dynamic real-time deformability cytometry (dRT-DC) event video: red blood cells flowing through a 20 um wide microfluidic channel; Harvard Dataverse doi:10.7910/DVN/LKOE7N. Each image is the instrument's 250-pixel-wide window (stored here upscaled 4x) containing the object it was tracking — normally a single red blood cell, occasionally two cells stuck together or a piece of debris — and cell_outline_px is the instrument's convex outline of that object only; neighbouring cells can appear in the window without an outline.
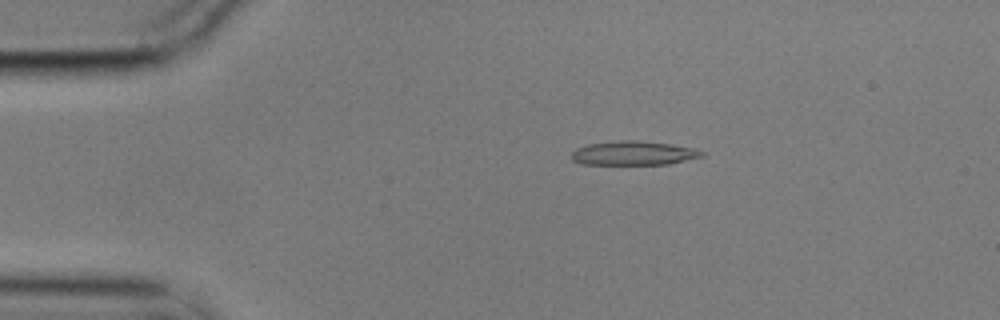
{"species": "common noctule bat (a hibernating species)", "species_latin": "Nyctalus noctula", "temperature_condition": "cold", "stored_images_in_passage": 6, "camera_frame_rate_fps": 3000, "um_per_image_px": 0.085, "animal": {"sex": "male", "body_mass_g": 17.9}, "frame": {"image": 1, "passage_image": 2, "time_ms": 0.333, "image_size_px": [1000, 320], "cell_outline_px": [[704, 156], [668, 164], [580, 164], [572, 160], [572, 152], [576, 148], [588, 144], [620, 140], [640, 140], [672, 144], [692, 148], [704, 152]], "centroid_in_image_um": [53.83, 13.01], "position_along_channel_um": 31.2, "area_um2": 18.26}}
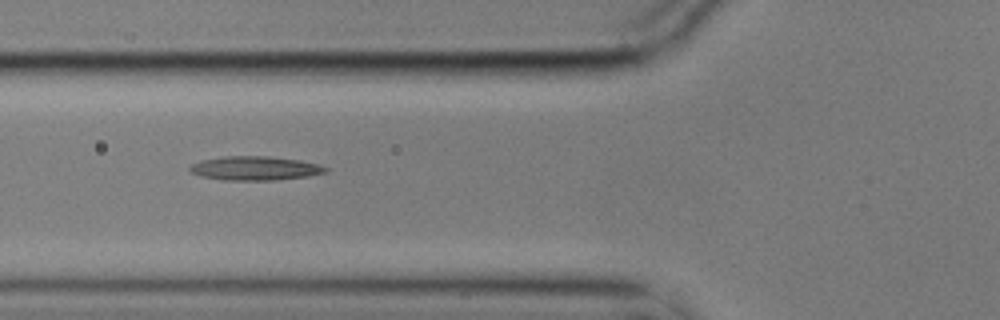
{"frame": {"image": 2, "passage_image": 5, "time_ms": 1.333, "image_size_px": [1000, 320], "cell_outline_px": [[328, 172], [308, 176], [276, 180], [224, 180], [200, 176], [192, 172], [188, 168], [192, 164], [200, 160], [224, 156], [268, 156], [300, 160], [320, 164], [328, 168]], "centroid_in_image_um": [21.7, 14.3], "position_along_channel_um": 104.1, "area_um2": 19.07}}
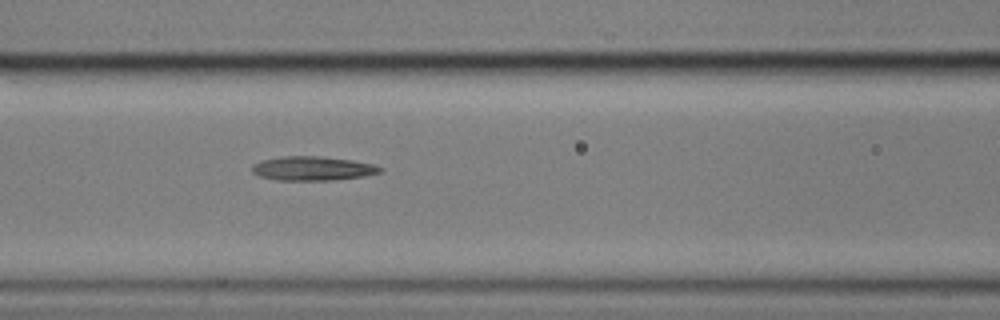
{"frame": {"image": 3, "passage_image": 6, "time_ms": 1.667, "image_size_px": [1000, 320], "cell_outline_px": [[384, 172], [364, 176], [332, 180], [276, 180], [260, 176], [252, 172], [252, 164], [264, 160], [280, 156], [320, 156], [352, 160], [372, 164], [384, 168]], "centroid_in_image_um": [26.6, 14.32], "position_along_channel_um": 140.0, "area_um2": 18.03}}